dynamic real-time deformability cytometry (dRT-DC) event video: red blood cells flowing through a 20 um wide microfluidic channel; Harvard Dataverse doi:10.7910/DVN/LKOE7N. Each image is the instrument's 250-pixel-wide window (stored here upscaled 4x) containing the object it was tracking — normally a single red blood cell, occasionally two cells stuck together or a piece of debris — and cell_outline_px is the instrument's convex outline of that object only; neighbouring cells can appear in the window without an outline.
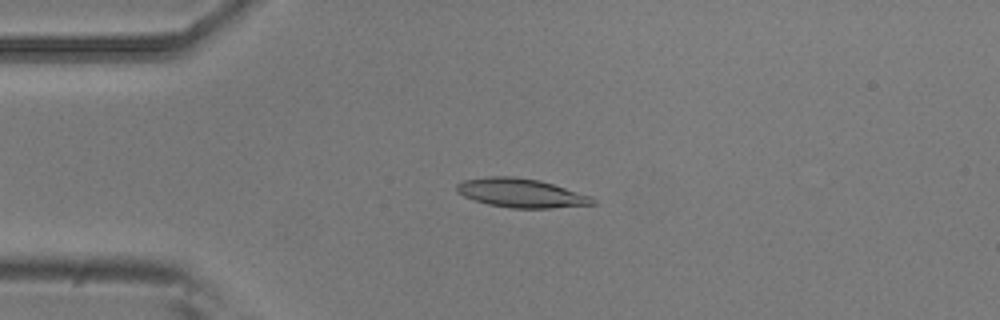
{"species": "common noctule bat (a hibernating species)", "species_latin": "Nyctalus noctula", "temperature_condition": "room temperature", "stored_images_in_passage": 4, "camera_frame_rate_fps": 3000, "um_per_image_px": 0.085, "animal": {"sex": "male", "body_mass_g": 20.5, "forearm_length_mm": 52.5}, "frame": {"image": 1, "passage_image": 3, "time_ms": 0.667, "image_size_px": [1000, 320], "cell_outline_px": [[596, 204], [548, 208], [512, 208], [488, 204], [464, 196], [456, 192], [456, 184], [464, 180], [488, 176], [512, 176], [540, 180], [592, 196], [596, 200]], "centroid_in_image_um": [44.3, 16.4], "position_along_channel_um": 40.7, "area_um2": 22.89}}